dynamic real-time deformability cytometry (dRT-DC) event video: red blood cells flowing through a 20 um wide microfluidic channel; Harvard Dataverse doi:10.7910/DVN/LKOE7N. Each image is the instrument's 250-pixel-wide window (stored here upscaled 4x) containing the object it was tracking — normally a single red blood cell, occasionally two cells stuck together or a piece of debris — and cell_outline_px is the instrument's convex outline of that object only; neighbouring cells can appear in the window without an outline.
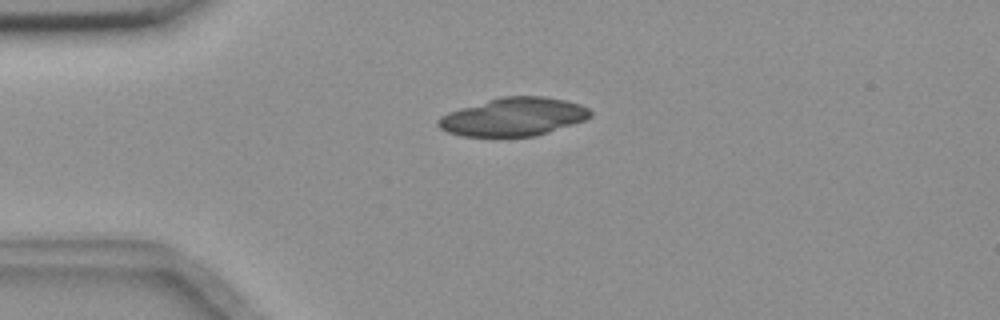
{"species": "common noctule bat (a hibernating species)", "species_latin": "Nyctalus noctula", "temperature_condition": "room temperature", "stored_images_in_passage": 4, "camera_frame_rate_fps": 3000, "um_per_image_px": 0.085, "animal": {"sex": "female", "body_mass_g": 18.4}, "frame": {"image": 1, "passage_image": 3, "time_ms": 0.667, "image_size_px": [1000, 320], "cell_outline_px": [[592, 116], [584, 120], [536, 136], [460, 136], [448, 132], [440, 128], [436, 124], [436, 120], [440, 116], [448, 112], [460, 108], [500, 96], [544, 96], [564, 100], [580, 104], [588, 108], [592, 112]], "centroid_in_image_um": [43.62, 9.93], "position_along_channel_um": 41.4, "area_um2": 33.87}}